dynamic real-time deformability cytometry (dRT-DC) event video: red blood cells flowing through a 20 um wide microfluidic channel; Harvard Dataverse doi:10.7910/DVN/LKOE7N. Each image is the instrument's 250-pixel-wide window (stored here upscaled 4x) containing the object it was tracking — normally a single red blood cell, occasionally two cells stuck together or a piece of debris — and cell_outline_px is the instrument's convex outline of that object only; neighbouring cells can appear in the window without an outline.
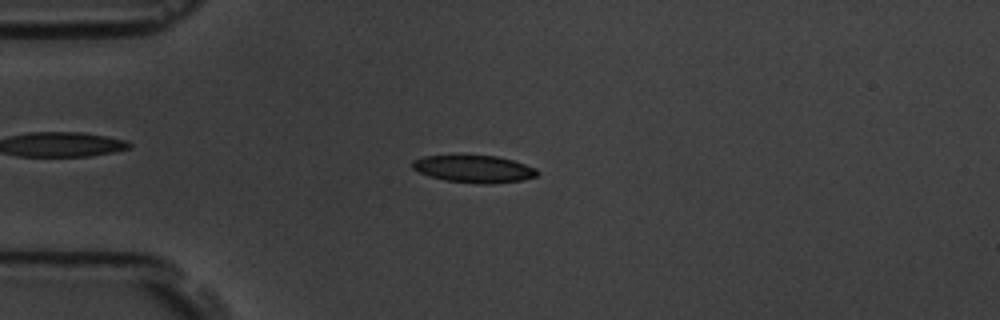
{"species": "common noctule bat (a hibernating species)", "species_latin": "Nyctalus noctula", "temperature_condition": "room temperature", "stored_images_in_passage": 6, "camera_frame_rate_fps": 3000, "um_per_image_px": 0.085, "animal": {"sex": "male", "body_mass_g": 19.5, "forearm_length_mm": 54.6}, "frame": {"image": 1, "passage_image": 4, "time_ms": 3.333, "image_size_px": [1000, 320], "cell_outline_px": [[540, 172], [536, 176], [520, 180], [488, 184], [480, 184], [444, 180], [428, 176], [412, 168], [412, 160], [424, 156], [496, 156], [512, 160], [536, 168]], "centroid_in_image_um": [40.27, 14.37], "position_along_channel_um": 44.7, "area_um2": 19.65}}
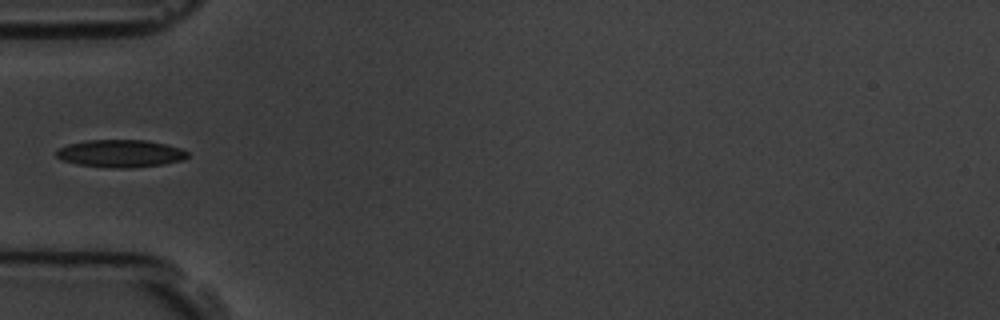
{"frame": {"image": 2, "passage_image": 5, "time_ms": 4.667, "image_size_px": [1000, 320], "cell_outline_px": [[188, 156], [184, 160], [164, 164], [128, 168], [112, 168], [76, 164], [60, 160], [56, 156], [56, 152], [60, 148], [68, 144], [84, 140], [144, 140], [164, 144], [180, 148], [188, 152]], "centroid_in_image_um": [10.22, 13.05], "position_along_channel_um": 74.8, "area_um2": 21.1}}
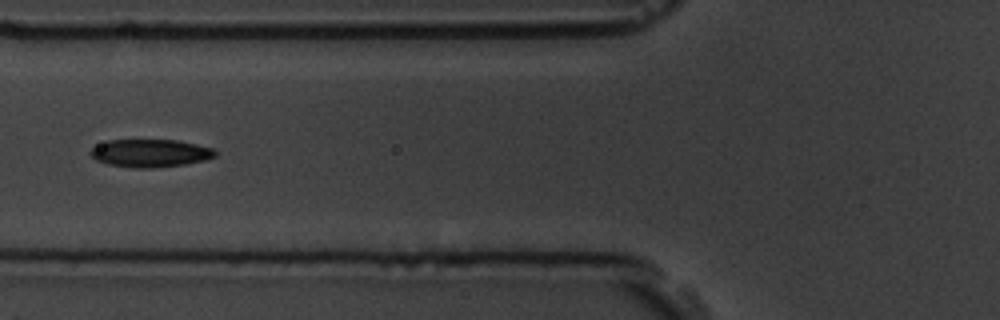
{"frame": {"image": 3, "passage_image": 6, "time_ms": 5.667, "image_size_px": [1000, 320], "cell_outline_px": [[216, 156], [204, 160], [184, 164], [152, 168], [132, 168], [108, 164], [96, 160], [88, 152], [92, 148], [108, 140], [176, 140], [196, 144], [212, 148], [216, 152]], "centroid_in_image_um": [12.75, 13.02], "position_along_channel_um": 113.0, "area_um2": 20.11}}